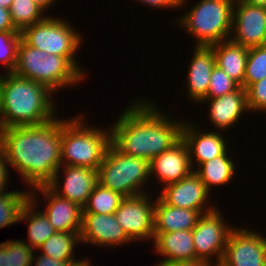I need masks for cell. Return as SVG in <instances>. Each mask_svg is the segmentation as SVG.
Returning <instances> with one entry per match:
<instances>
[{"mask_svg": "<svg viewBox=\"0 0 266 266\" xmlns=\"http://www.w3.org/2000/svg\"><path fill=\"white\" fill-rule=\"evenodd\" d=\"M0 148L27 185H48L61 168V120L0 129Z\"/></svg>", "mask_w": 266, "mask_h": 266, "instance_id": "6da1fadb", "label": "cell"}, {"mask_svg": "<svg viewBox=\"0 0 266 266\" xmlns=\"http://www.w3.org/2000/svg\"><path fill=\"white\" fill-rule=\"evenodd\" d=\"M159 110L147 100H137L111 128L112 144L125 155L149 162L168 150L181 138L184 121H174Z\"/></svg>", "mask_w": 266, "mask_h": 266, "instance_id": "7a4b0ae2", "label": "cell"}, {"mask_svg": "<svg viewBox=\"0 0 266 266\" xmlns=\"http://www.w3.org/2000/svg\"><path fill=\"white\" fill-rule=\"evenodd\" d=\"M53 92L33 80L2 75L0 129L41 125L56 118Z\"/></svg>", "mask_w": 266, "mask_h": 266, "instance_id": "3957f363", "label": "cell"}, {"mask_svg": "<svg viewBox=\"0 0 266 266\" xmlns=\"http://www.w3.org/2000/svg\"><path fill=\"white\" fill-rule=\"evenodd\" d=\"M75 57L48 54L29 46L21 39L18 46L17 64L13 73L33 80L55 93L66 86L79 84L85 74Z\"/></svg>", "mask_w": 266, "mask_h": 266, "instance_id": "277c9868", "label": "cell"}, {"mask_svg": "<svg viewBox=\"0 0 266 266\" xmlns=\"http://www.w3.org/2000/svg\"><path fill=\"white\" fill-rule=\"evenodd\" d=\"M84 120L87 119L79 115L61 120V165L65 163L98 170L112 144L111 128H93Z\"/></svg>", "mask_w": 266, "mask_h": 266, "instance_id": "5b68a950", "label": "cell"}, {"mask_svg": "<svg viewBox=\"0 0 266 266\" xmlns=\"http://www.w3.org/2000/svg\"><path fill=\"white\" fill-rule=\"evenodd\" d=\"M233 0H200L178 19L192 37L195 46L210 47L232 36Z\"/></svg>", "mask_w": 266, "mask_h": 266, "instance_id": "8992f818", "label": "cell"}, {"mask_svg": "<svg viewBox=\"0 0 266 266\" xmlns=\"http://www.w3.org/2000/svg\"><path fill=\"white\" fill-rule=\"evenodd\" d=\"M97 173L99 184L124 197H132L146 193L142 186L150 177V162L125 155L111 144Z\"/></svg>", "mask_w": 266, "mask_h": 266, "instance_id": "52a82bcc", "label": "cell"}, {"mask_svg": "<svg viewBox=\"0 0 266 266\" xmlns=\"http://www.w3.org/2000/svg\"><path fill=\"white\" fill-rule=\"evenodd\" d=\"M68 21L47 16L43 21L26 27L22 39L31 47L62 57H75L83 41Z\"/></svg>", "mask_w": 266, "mask_h": 266, "instance_id": "ba28073f", "label": "cell"}, {"mask_svg": "<svg viewBox=\"0 0 266 266\" xmlns=\"http://www.w3.org/2000/svg\"><path fill=\"white\" fill-rule=\"evenodd\" d=\"M224 221L218 208L200 215L192 230L196 257L200 261L206 263L222 261L229 234L235 228L225 225ZM212 256L217 259L212 260Z\"/></svg>", "mask_w": 266, "mask_h": 266, "instance_id": "9c48e42d", "label": "cell"}, {"mask_svg": "<svg viewBox=\"0 0 266 266\" xmlns=\"http://www.w3.org/2000/svg\"><path fill=\"white\" fill-rule=\"evenodd\" d=\"M149 193L125 197L114 213L126 235L132 240L154 239V205Z\"/></svg>", "mask_w": 266, "mask_h": 266, "instance_id": "30bf717a", "label": "cell"}, {"mask_svg": "<svg viewBox=\"0 0 266 266\" xmlns=\"http://www.w3.org/2000/svg\"><path fill=\"white\" fill-rule=\"evenodd\" d=\"M221 262L225 266H266V237L235 227L229 234Z\"/></svg>", "mask_w": 266, "mask_h": 266, "instance_id": "8fae6325", "label": "cell"}, {"mask_svg": "<svg viewBox=\"0 0 266 266\" xmlns=\"http://www.w3.org/2000/svg\"><path fill=\"white\" fill-rule=\"evenodd\" d=\"M235 3L231 34L235 32L229 39L247 48L266 45V8L250 5L244 0Z\"/></svg>", "mask_w": 266, "mask_h": 266, "instance_id": "7c38bea8", "label": "cell"}, {"mask_svg": "<svg viewBox=\"0 0 266 266\" xmlns=\"http://www.w3.org/2000/svg\"><path fill=\"white\" fill-rule=\"evenodd\" d=\"M209 193L200 177L192 171L182 180L163 186L159 197L168 205L197 210L203 214L216 208L215 206H210L207 209L204 207L207 204Z\"/></svg>", "mask_w": 266, "mask_h": 266, "instance_id": "4fadbf2b", "label": "cell"}, {"mask_svg": "<svg viewBox=\"0 0 266 266\" xmlns=\"http://www.w3.org/2000/svg\"><path fill=\"white\" fill-rule=\"evenodd\" d=\"M80 242L94 246H122L133 242L117 222L115 214L83 213Z\"/></svg>", "mask_w": 266, "mask_h": 266, "instance_id": "5bb4252c", "label": "cell"}, {"mask_svg": "<svg viewBox=\"0 0 266 266\" xmlns=\"http://www.w3.org/2000/svg\"><path fill=\"white\" fill-rule=\"evenodd\" d=\"M64 166V168H63ZM65 172L63 184L59 185V169L47 185L58 196L75 202L83 207L98 183L97 170L88 167L61 165ZM59 179V180H58ZM61 187V189L59 188ZM62 192H61V191Z\"/></svg>", "mask_w": 266, "mask_h": 266, "instance_id": "9a60e30c", "label": "cell"}, {"mask_svg": "<svg viewBox=\"0 0 266 266\" xmlns=\"http://www.w3.org/2000/svg\"><path fill=\"white\" fill-rule=\"evenodd\" d=\"M33 189H31V192L40 191V194L44 195L45 201L47 200L45 211L42 212L56 232H80L83 207L58 196L47 185H41Z\"/></svg>", "mask_w": 266, "mask_h": 266, "instance_id": "2e32d148", "label": "cell"}, {"mask_svg": "<svg viewBox=\"0 0 266 266\" xmlns=\"http://www.w3.org/2000/svg\"><path fill=\"white\" fill-rule=\"evenodd\" d=\"M192 171L189 151L182 137L150 161V176L156 174L165 186L182 180Z\"/></svg>", "mask_w": 266, "mask_h": 266, "instance_id": "e0dca14e", "label": "cell"}, {"mask_svg": "<svg viewBox=\"0 0 266 266\" xmlns=\"http://www.w3.org/2000/svg\"><path fill=\"white\" fill-rule=\"evenodd\" d=\"M192 125L188 121L183 122L181 137L187 145L191 167L194 171L192 166L194 161L198 164V167L210 159L223 155L228 151V148L220 132H211V130L203 132L198 130L199 128L195 129L194 125Z\"/></svg>", "mask_w": 266, "mask_h": 266, "instance_id": "ac0fdd59", "label": "cell"}, {"mask_svg": "<svg viewBox=\"0 0 266 266\" xmlns=\"http://www.w3.org/2000/svg\"><path fill=\"white\" fill-rule=\"evenodd\" d=\"M210 102L209 119L220 131L234 126L241 114L250 111L248 108L246 90L239 86L235 91L216 98H204L201 103ZM234 124V125H233Z\"/></svg>", "mask_w": 266, "mask_h": 266, "instance_id": "d6986e66", "label": "cell"}, {"mask_svg": "<svg viewBox=\"0 0 266 266\" xmlns=\"http://www.w3.org/2000/svg\"><path fill=\"white\" fill-rule=\"evenodd\" d=\"M155 252L163 256L159 263L194 262L196 257L192 230L154 233Z\"/></svg>", "mask_w": 266, "mask_h": 266, "instance_id": "ffe728a7", "label": "cell"}, {"mask_svg": "<svg viewBox=\"0 0 266 266\" xmlns=\"http://www.w3.org/2000/svg\"><path fill=\"white\" fill-rule=\"evenodd\" d=\"M193 58L189 64L187 90L190 99L200 104L208 92L210 77L216 66L211 47L195 46Z\"/></svg>", "mask_w": 266, "mask_h": 266, "instance_id": "44dd1931", "label": "cell"}, {"mask_svg": "<svg viewBox=\"0 0 266 266\" xmlns=\"http://www.w3.org/2000/svg\"><path fill=\"white\" fill-rule=\"evenodd\" d=\"M154 202V233L193 230L201 215L197 210L168 205L159 196Z\"/></svg>", "mask_w": 266, "mask_h": 266, "instance_id": "7402d4cb", "label": "cell"}, {"mask_svg": "<svg viewBox=\"0 0 266 266\" xmlns=\"http://www.w3.org/2000/svg\"><path fill=\"white\" fill-rule=\"evenodd\" d=\"M213 49L218 68L243 87L247 55L249 48L243 47L230 39L210 46Z\"/></svg>", "mask_w": 266, "mask_h": 266, "instance_id": "603a6c76", "label": "cell"}, {"mask_svg": "<svg viewBox=\"0 0 266 266\" xmlns=\"http://www.w3.org/2000/svg\"><path fill=\"white\" fill-rule=\"evenodd\" d=\"M35 196L38 195L30 192V199L22 208L19 221L28 222V242L25 243L37 250L56 231L42 211H35L36 202L38 203Z\"/></svg>", "mask_w": 266, "mask_h": 266, "instance_id": "cb8c5ba5", "label": "cell"}, {"mask_svg": "<svg viewBox=\"0 0 266 266\" xmlns=\"http://www.w3.org/2000/svg\"><path fill=\"white\" fill-rule=\"evenodd\" d=\"M233 161L226 151L223 155L202 163L198 166V170L195 169L194 172L200 177L206 189L210 192L212 186L224 185L234 177L235 167L237 166H235L236 164Z\"/></svg>", "mask_w": 266, "mask_h": 266, "instance_id": "d4e9b609", "label": "cell"}, {"mask_svg": "<svg viewBox=\"0 0 266 266\" xmlns=\"http://www.w3.org/2000/svg\"><path fill=\"white\" fill-rule=\"evenodd\" d=\"M79 234L80 232H55L38 249L43 251L42 255L73 264L77 262L73 251L75 244L80 243Z\"/></svg>", "mask_w": 266, "mask_h": 266, "instance_id": "484cf974", "label": "cell"}, {"mask_svg": "<svg viewBox=\"0 0 266 266\" xmlns=\"http://www.w3.org/2000/svg\"><path fill=\"white\" fill-rule=\"evenodd\" d=\"M125 197L97 183L83 206V213L114 214Z\"/></svg>", "mask_w": 266, "mask_h": 266, "instance_id": "4316f807", "label": "cell"}, {"mask_svg": "<svg viewBox=\"0 0 266 266\" xmlns=\"http://www.w3.org/2000/svg\"><path fill=\"white\" fill-rule=\"evenodd\" d=\"M9 12L11 22L19 32L46 18L42 15L45 11L33 0H13Z\"/></svg>", "mask_w": 266, "mask_h": 266, "instance_id": "83f0119b", "label": "cell"}, {"mask_svg": "<svg viewBox=\"0 0 266 266\" xmlns=\"http://www.w3.org/2000/svg\"><path fill=\"white\" fill-rule=\"evenodd\" d=\"M30 199V191L0 193V229L19 222L24 205Z\"/></svg>", "mask_w": 266, "mask_h": 266, "instance_id": "f1b7e54d", "label": "cell"}, {"mask_svg": "<svg viewBox=\"0 0 266 266\" xmlns=\"http://www.w3.org/2000/svg\"><path fill=\"white\" fill-rule=\"evenodd\" d=\"M266 77V45L252 47L248 50L243 88Z\"/></svg>", "mask_w": 266, "mask_h": 266, "instance_id": "f546056e", "label": "cell"}, {"mask_svg": "<svg viewBox=\"0 0 266 266\" xmlns=\"http://www.w3.org/2000/svg\"><path fill=\"white\" fill-rule=\"evenodd\" d=\"M22 39L19 31L0 32V63L6 73H13L17 64L18 46Z\"/></svg>", "mask_w": 266, "mask_h": 266, "instance_id": "4dcf8cb0", "label": "cell"}, {"mask_svg": "<svg viewBox=\"0 0 266 266\" xmlns=\"http://www.w3.org/2000/svg\"><path fill=\"white\" fill-rule=\"evenodd\" d=\"M239 86L240 85L230 78L224 70L215 66L210 77L209 88L205 98L223 96L235 91Z\"/></svg>", "mask_w": 266, "mask_h": 266, "instance_id": "1f68e13d", "label": "cell"}, {"mask_svg": "<svg viewBox=\"0 0 266 266\" xmlns=\"http://www.w3.org/2000/svg\"><path fill=\"white\" fill-rule=\"evenodd\" d=\"M5 243L8 245L9 266H32L34 248L22 240H10Z\"/></svg>", "mask_w": 266, "mask_h": 266, "instance_id": "d6a6232c", "label": "cell"}, {"mask_svg": "<svg viewBox=\"0 0 266 266\" xmlns=\"http://www.w3.org/2000/svg\"><path fill=\"white\" fill-rule=\"evenodd\" d=\"M248 108L251 111L266 112V77L246 89Z\"/></svg>", "mask_w": 266, "mask_h": 266, "instance_id": "836d02e7", "label": "cell"}, {"mask_svg": "<svg viewBox=\"0 0 266 266\" xmlns=\"http://www.w3.org/2000/svg\"><path fill=\"white\" fill-rule=\"evenodd\" d=\"M140 1L142 4H148L150 7H156V8H174L177 9L179 7H183V4H186V0H137Z\"/></svg>", "mask_w": 266, "mask_h": 266, "instance_id": "e575fe53", "label": "cell"}, {"mask_svg": "<svg viewBox=\"0 0 266 266\" xmlns=\"http://www.w3.org/2000/svg\"><path fill=\"white\" fill-rule=\"evenodd\" d=\"M8 161L6 159V155L4 151L0 148V193L5 191V187H7L6 182H8L9 172H8Z\"/></svg>", "mask_w": 266, "mask_h": 266, "instance_id": "d590c367", "label": "cell"}, {"mask_svg": "<svg viewBox=\"0 0 266 266\" xmlns=\"http://www.w3.org/2000/svg\"><path fill=\"white\" fill-rule=\"evenodd\" d=\"M36 257H33V261H36L34 262L36 264L35 266H68L69 265V263H67L66 261L55 260L54 258L49 257L47 255H42L41 253H40V256L38 254L36 255Z\"/></svg>", "mask_w": 266, "mask_h": 266, "instance_id": "8d00e7d4", "label": "cell"}, {"mask_svg": "<svg viewBox=\"0 0 266 266\" xmlns=\"http://www.w3.org/2000/svg\"><path fill=\"white\" fill-rule=\"evenodd\" d=\"M2 31H17L13 26L10 18L9 9L0 6V32Z\"/></svg>", "mask_w": 266, "mask_h": 266, "instance_id": "74e56055", "label": "cell"}, {"mask_svg": "<svg viewBox=\"0 0 266 266\" xmlns=\"http://www.w3.org/2000/svg\"><path fill=\"white\" fill-rule=\"evenodd\" d=\"M0 266H9L8 245L5 242L0 244Z\"/></svg>", "mask_w": 266, "mask_h": 266, "instance_id": "f35d334b", "label": "cell"}, {"mask_svg": "<svg viewBox=\"0 0 266 266\" xmlns=\"http://www.w3.org/2000/svg\"><path fill=\"white\" fill-rule=\"evenodd\" d=\"M157 265L158 266H207V263L204 261H194V262L157 263Z\"/></svg>", "mask_w": 266, "mask_h": 266, "instance_id": "ab89813d", "label": "cell"}, {"mask_svg": "<svg viewBox=\"0 0 266 266\" xmlns=\"http://www.w3.org/2000/svg\"><path fill=\"white\" fill-rule=\"evenodd\" d=\"M38 6H40L44 11L48 10L50 5H52L56 0H33Z\"/></svg>", "mask_w": 266, "mask_h": 266, "instance_id": "60d3db41", "label": "cell"}, {"mask_svg": "<svg viewBox=\"0 0 266 266\" xmlns=\"http://www.w3.org/2000/svg\"><path fill=\"white\" fill-rule=\"evenodd\" d=\"M244 1L253 6L266 8V0H244Z\"/></svg>", "mask_w": 266, "mask_h": 266, "instance_id": "b9f144b4", "label": "cell"}, {"mask_svg": "<svg viewBox=\"0 0 266 266\" xmlns=\"http://www.w3.org/2000/svg\"><path fill=\"white\" fill-rule=\"evenodd\" d=\"M90 262H88L85 258L83 260H77V262L73 264H69L68 266H90Z\"/></svg>", "mask_w": 266, "mask_h": 266, "instance_id": "7bdbcfd3", "label": "cell"}, {"mask_svg": "<svg viewBox=\"0 0 266 266\" xmlns=\"http://www.w3.org/2000/svg\"><path fill=\"white\" fill-rule=\"evenodd\" d=\"M13 0H0V6L5 9H9Z\"/></svg>", "mask_w": 266, "mask_h": 266, "instance_id": "ee69618b", "label": "cell"}, {"mask_svg": "<svg viewBox=\"0 0 266 266\" xmlns=\"http://www.w3.org/2000/svg\"><path fill=\"white\" fill-rule=\"evenodd\" d=\"M1 106H2V74L0 75V117H1Z\"/></svg>", "mask_w": 266, "mask_h": 266, "instance_id": "f6af8a7d", "label": "cell"}, {"mask_svg": "<svg viewBox=\"0 0 266 266\" xmlns=\"http://www.w3.org/2000/svg\"><path fill=\"white\" fill-rule=\"evenodd\" d=\"M207 266H225L222 262L219 263H215V265L213 263H207Z\"/></svg>", "mask_w": 266, "mask_h": 266, "instance_id": "bcb514c9", "label": "cell"}]
</instances>
